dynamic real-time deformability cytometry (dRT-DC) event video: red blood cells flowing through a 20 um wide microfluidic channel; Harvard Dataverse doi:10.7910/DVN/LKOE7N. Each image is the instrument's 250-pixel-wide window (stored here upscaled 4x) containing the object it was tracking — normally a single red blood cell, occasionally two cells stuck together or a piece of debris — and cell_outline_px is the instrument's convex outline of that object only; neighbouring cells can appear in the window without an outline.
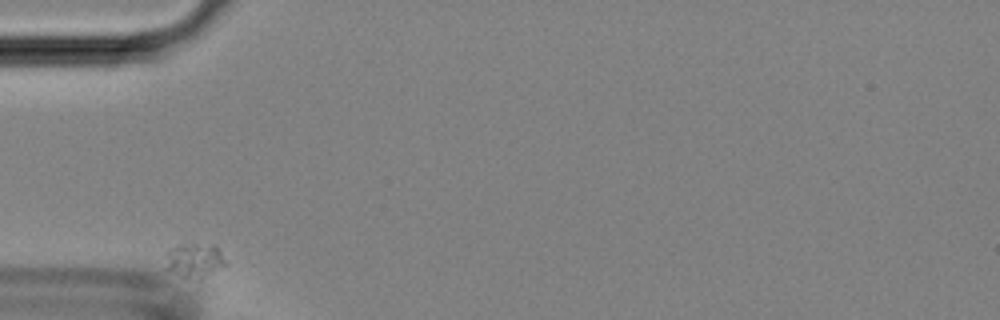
{"species": "Egyptian fruit bat (a non-hibernating species)", "species_latin": "Rousettus aegyptiacus", "temperature_condition": "room temperature", "stored_images_in_passage": 31, "camera_frame_rate_fps": 3000, "um_per_image_px": 0.085, "animal": {"sex": "female"}, "frame": {"image": 1, "passage_image": 1, "time_ms": 0.0, "image_size_px": [1000, 320], "cell_outline_px": [[228, 264], [200, 280], [188, 280], [164, 268], [168, 248], [188, 240], [192, 240], [216, 244]], "centroid_in_image_um": [16.52, 22.07], "position_along_channel_um": 68.5, "area_um2": 13.18}}
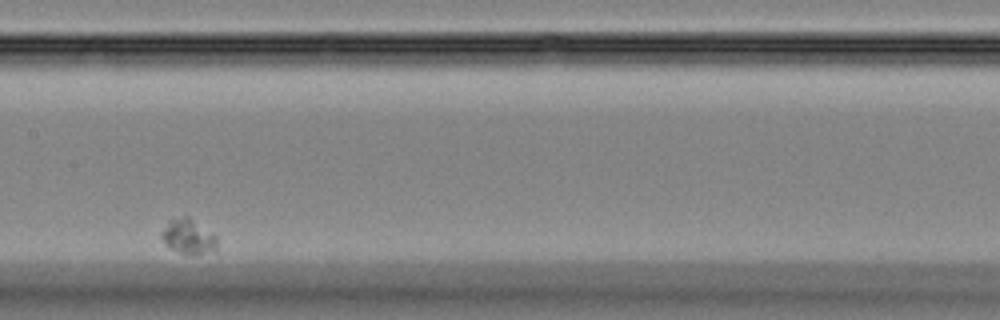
{"frame": {"image": 2, "passage_image": 14, "time_ms": 4.333, "image_size_px": [1000, 320], "cell_outline_px": [[216, 252], [180, 252], [168, 248], [164, 244], [160, 236], [160, 232], [168, 220], [184, 216], [188, 216], [212, 232], [216, 236]], "centroid_in_image_um": [15.96, 20.07], "position_along_channel_um": 191.4, "area_um2": 11.16}}
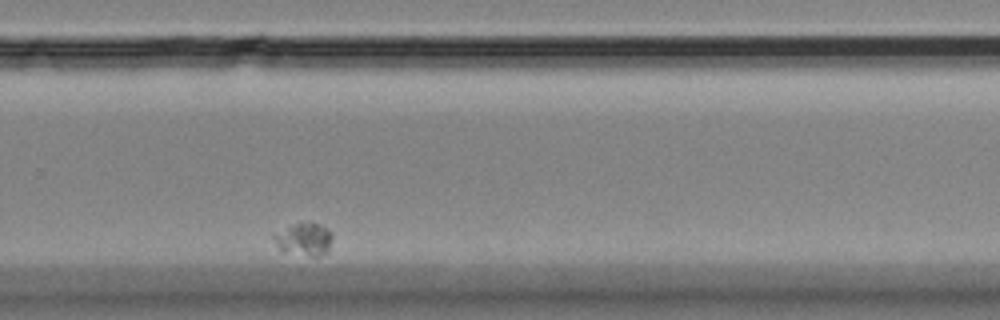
{"frame": {"image": 3, "passage_image": 25, "time_ms": 8.0, "image_size_px": [1000, 320], "cell_outline_px": [[332, 236], [328, 252], [316, 256], [312, 256], [280, 252], [272, 236], [272, 232], [296, 224], [320, 224], [328, 228], [332, 232]], "centroid_in_image_um": [25.81, 20.36], "position_along_channel_um": 304.0, "area_um2": 11.21}}